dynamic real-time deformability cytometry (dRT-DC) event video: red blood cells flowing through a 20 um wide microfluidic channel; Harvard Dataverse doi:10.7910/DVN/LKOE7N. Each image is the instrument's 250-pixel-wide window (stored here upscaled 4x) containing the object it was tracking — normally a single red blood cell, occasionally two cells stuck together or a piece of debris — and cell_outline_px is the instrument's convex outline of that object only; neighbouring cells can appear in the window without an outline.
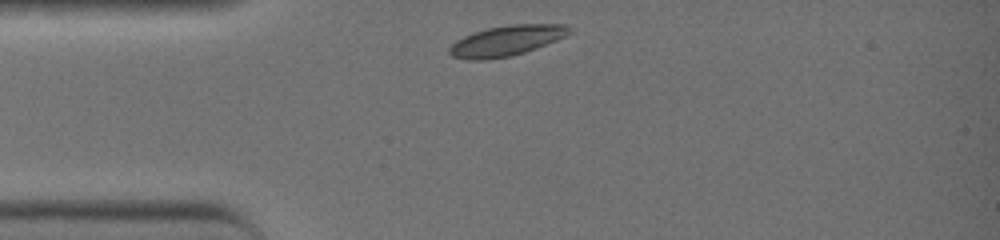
{"species": "common noctule bat (a hibernating species)", "species_latin": "Nyctalus noctula", "temperature_condition": "warm", "stored_images_in_passage": 28, "camera_frame_rate_fps": 3000, "um_per_image_px": 0.085, "animal": {"sex": "female", "body_mass_g": 19.0, "forearm_length_mm": 51.5}, "frame": {"image": 1, "passage_image": 1, "time_ms": 0.0, "image_size_px": [1000, 240], "cell_outline_px": [[572, 32], [556, 40], [536, 48], [512, 56], [488, 60], [468, 60], [452, 56], [448, 52], [448, 48], [456, 40], [464, 36], [488, 28], [512, 24], [568, 24], [572, 28]], "centroid_in_image_um": [43.05, 3.46], "position_along_channel_um": 41.9, "area_um2": 21.27}}
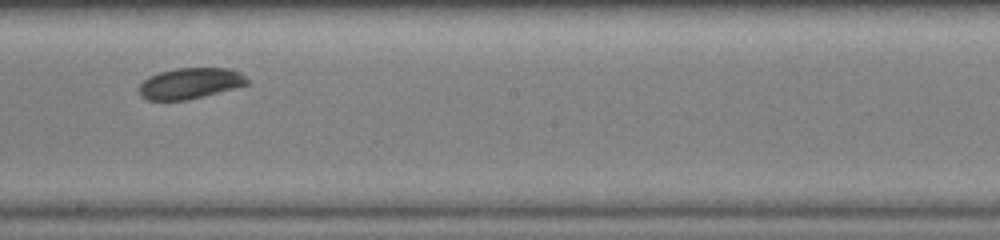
{"frame": {"image": 2, "passage_image": 15, "time_ms": 4.667, "image_size_px": [1000, 240], "cell_outline_px": [[248, 84], [204, 96], [188, 100], [148, 100], [140, 96], [140, 84], [148, 76], [160, 72], [176, 68], [228, 68], [240, 72], [248, 80]], "centroid_in_image_um": [16.14, 7.08], "position_along_channel_um": 232.1, "area_um2": 19.36}}
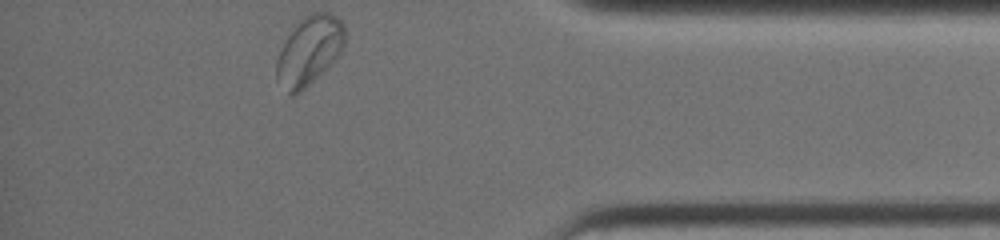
{"frame": {"image": 3, "passage_image": 28, "time_ms": 9.0, "image_size_px": [1000, 240], "cell_outline_px": [[344, 44], [340, 52], [296, 96], [288, 96], [276, 80], [276, 60], [280, 48], [296, 20], [308, 12], [328, 12], [336, 16], [344, 24]], "centroid_in_image_um": [26.21, 4.26], "position_along_channel_um": 409.0, "area_um2": 27.51}, "authors_computed_cell_mechanics": {"area_um2": 20.3167, "velocity_mm_per_s": 4.4867, "shape_relaxation_time_tau1_ms": 4.7515, "shape_relaxation_time_tau2_ms": null, "deformation_change_tau1": 0.0992, "deformation_change_tau2": null}}